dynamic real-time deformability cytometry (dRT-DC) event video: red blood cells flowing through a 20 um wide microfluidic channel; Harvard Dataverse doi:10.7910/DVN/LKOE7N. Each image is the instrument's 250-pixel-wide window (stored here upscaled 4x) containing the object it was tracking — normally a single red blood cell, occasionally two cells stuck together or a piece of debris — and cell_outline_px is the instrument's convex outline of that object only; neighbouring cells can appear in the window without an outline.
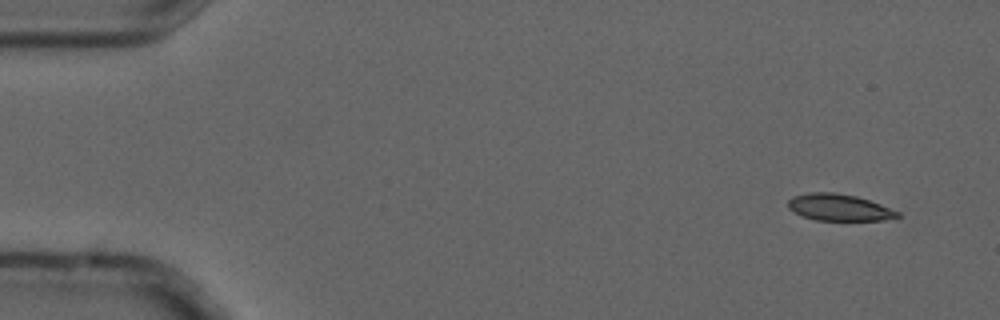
{"species": "common noctule bat (a hibernating species)", "species_latin": "Nyctalus noctula", "temperature_condition": "cold", "stored_images_in_passage": 3, "camera_frame_rate_fps": 3000, "um_per_image_px": 0.085, "animal": {"sex": "male", "forearm_length_mm": 52.5}, "frame": {"image": 1, "passage_image": 1, "time_ms": 0.0, "image_size_px": [1000, 320], "cell_outline_px": [[900, 216], [896, 220], [816, 220], [804, 216], [788, 208], [788, 200], [792, 196], [808, 192], [832, 192], [856, 196], [880, 204], [900, 212]], "centroid_in_image_um": [71.36, 17.63], "position_along_channel_um": 13.6, "area_um2": 17.05}}